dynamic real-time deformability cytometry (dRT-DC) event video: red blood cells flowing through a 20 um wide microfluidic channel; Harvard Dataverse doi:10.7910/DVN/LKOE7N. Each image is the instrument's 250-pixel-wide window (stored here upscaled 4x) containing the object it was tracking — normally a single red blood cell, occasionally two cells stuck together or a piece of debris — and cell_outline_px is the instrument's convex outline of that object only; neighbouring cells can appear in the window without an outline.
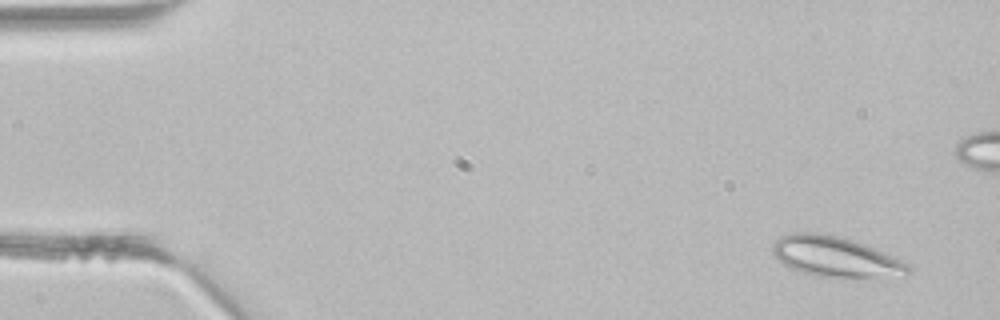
{"species": "common noctule bat (a hibernating species)", "species_latin": "Nyctalus noctula", "temperature_condition": "room temperature", "stored_images_in_passage": 4, "camera_frame_rate_fps": 3000, "um_per_image_px": 0.085, "animal": {"sex": "male", "body_mass_g": 21.5, "forearm_length_mm": 52.0}, "frame": {"image": 1, "passage_image": 1, "time_ms": 0.0, "image_size_px": [1000, 320], "cell_outline_px": [[912, 268], [904, 276], [816, 276], [800, 272], [784, 264], [772, 252], [772, 244], [780, 236], [792, 232], [816, 232], [836, 236], [852, 240], [884, 252], [908, 264]], "centroid_in_image_um": [70.96, 21.8], "position_along_channel_um": 14.0, "area_um2": 31.21}}